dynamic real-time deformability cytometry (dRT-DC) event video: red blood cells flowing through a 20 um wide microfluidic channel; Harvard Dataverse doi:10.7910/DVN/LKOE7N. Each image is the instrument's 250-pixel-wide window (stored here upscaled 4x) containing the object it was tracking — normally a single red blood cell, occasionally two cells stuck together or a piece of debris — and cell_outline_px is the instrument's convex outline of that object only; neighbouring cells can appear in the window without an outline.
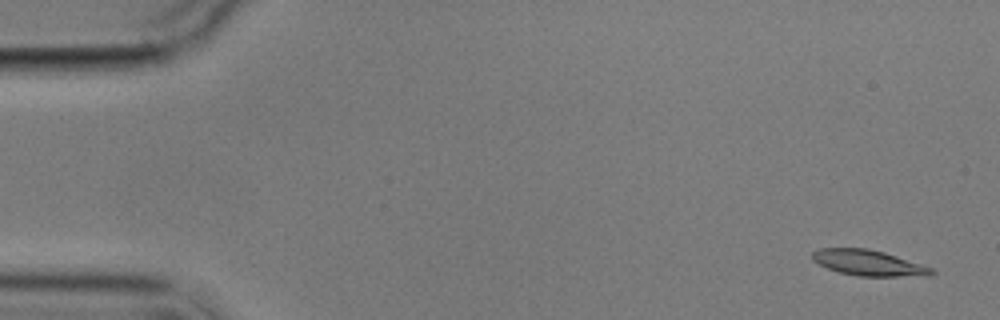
{"species": "common noctule bat (a hibernating species)", "species_latin": "Nyctalus noctula", "temperature_condition": "cold", "stored_images_in_passage": 5, "camera_frame_rate_fps": 3000, "um_per_image_px": 0.085, "animal": {"sex": "male", "body_mass_g": 17.9}, "frame": {"image": 1, "passage_image": 1, "time_ms": 0.0, "image_size_px": [1000, 320], "cell_outline_px": [[936, 272], [932, 276], [856, 276], [836, 272], [812, 260], [812, 252], [820, 248], [868, 248], [884, 252], [932, 268]], "centroid_in_image_um": [73.82, 22.35], "position_along_channel_um": 11.2, "area_um2": 17.86}}
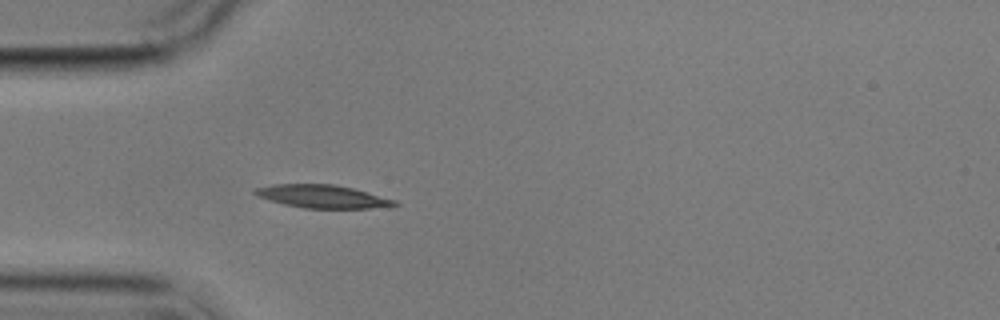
{"frame": {"image": 2, "passage_image": 5, "time_ms": 4.667, "image_size_px": [1000, 320], "cell_outline_px": [[400, 204], [388, 208], [304, 208], [284, 204], [256, 196], [252, 192], [256, 188], [272, 184], [332, 184], [352, 188], [396, 200]], "centroid_in_image_um": [27.44, 16.7], "position_along_channel_um": 57.6, "area_um2": 18.79}}